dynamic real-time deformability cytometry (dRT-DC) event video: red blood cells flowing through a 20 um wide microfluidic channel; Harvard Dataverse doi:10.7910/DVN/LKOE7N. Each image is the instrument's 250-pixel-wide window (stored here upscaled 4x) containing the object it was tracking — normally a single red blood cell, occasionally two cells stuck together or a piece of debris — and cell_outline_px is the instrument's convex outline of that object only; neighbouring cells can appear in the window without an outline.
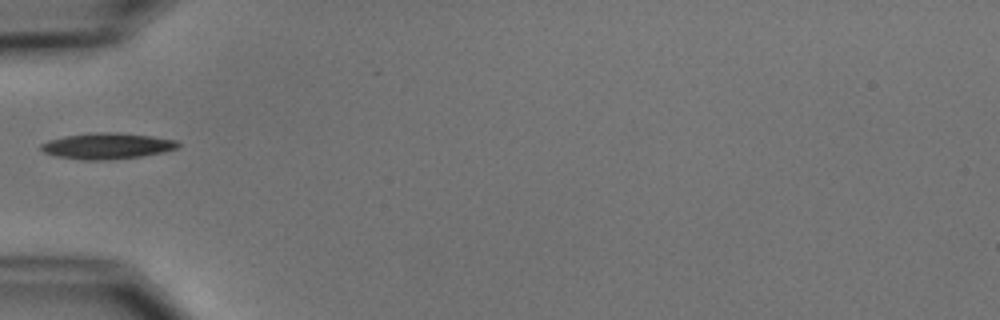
{"species": "common noctule bat (a hibernating species)", "species_latin": "Nyctalus noctula", "temperature_condition": "cold", "stored_images_in_passage": 5, "camera_frame_rate_fps": 3000, "um_per_image_px": 0.085, "animal": {"sex": "male", "body_mass_g": 15.6}, "frame": {"image": 1, "passage_image": 5, "time_ms": 4.667, "image_size_px": [1000, 320], "cell_outline_px": [[180, 144], [176, 148], [164, 152], [144, 156], [104, 160], [84, 160], [56, 156], [44, 152], [40, 148], [40, 144], [48, 140], [64, 136], [92, 132], [120, 132], [152, 136], [176, 140]], "centroid_in_image_um": [9.1, 12.4], "position_along_channel_um": 75.9, "area_um2": 20.92}}